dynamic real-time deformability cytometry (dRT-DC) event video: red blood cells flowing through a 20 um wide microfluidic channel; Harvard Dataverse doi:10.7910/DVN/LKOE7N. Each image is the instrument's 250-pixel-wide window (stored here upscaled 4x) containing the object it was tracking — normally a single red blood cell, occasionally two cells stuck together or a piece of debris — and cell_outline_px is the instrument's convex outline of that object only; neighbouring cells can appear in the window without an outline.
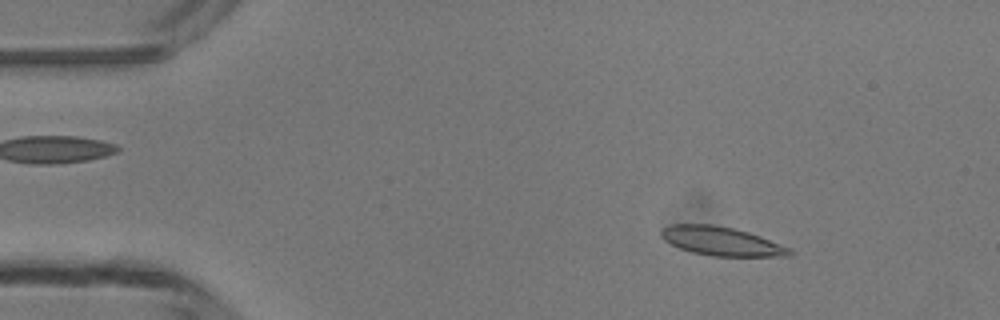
{"species": "common noctule bat (a hibernating species)", "species_latin": "Nyctalus noctula", "temperature_condition": "room temperature", "stored_images_in_passage": 3, "camera_frame_rate_fps": 3000, "um_per_image_px": 0.085, "animal": {"sex": "male", "body_mass_g": 13.3}, "frame": {"image": 1, "passage_image": 1, "time_ms": 0.0, "image_size_px": [1000, 320], "cell_outline_px": [[792, 256], [712, 256], [692, 252], [680, 248], [664, 240], [660, 236], [660, 228], [672, 224], [712, 224], [732, 228], [748, 232], [760, 236], [792, 248]], "centroid_in_image_um": [61.31, 20.5], "position_along_channel_um": 23.7, "area_um2": 21.62}}
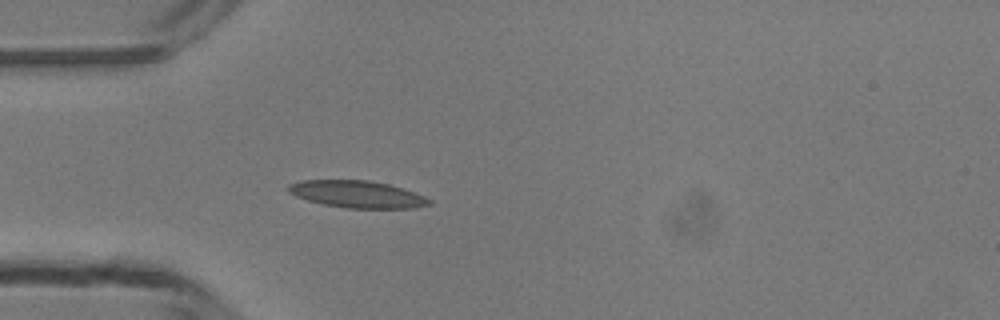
{"frame": {"image": 2, "passage_image": 3, "time_ms": 2.333, "image_size_px": [1000, 320], "cell_outline_px": [[432, 204], [416, 208], [348, 208], [324, 204], [308, 200], [296, 196], [288, 192], [288, 184], [300, 180], [368, 180], [388, 184], [404, 188], [424, 196], [432, 200]], "centroid_in_image_um": [30.39, 16.5], "position_along_channel_um": 54.6, "area_um2": 22.25}}